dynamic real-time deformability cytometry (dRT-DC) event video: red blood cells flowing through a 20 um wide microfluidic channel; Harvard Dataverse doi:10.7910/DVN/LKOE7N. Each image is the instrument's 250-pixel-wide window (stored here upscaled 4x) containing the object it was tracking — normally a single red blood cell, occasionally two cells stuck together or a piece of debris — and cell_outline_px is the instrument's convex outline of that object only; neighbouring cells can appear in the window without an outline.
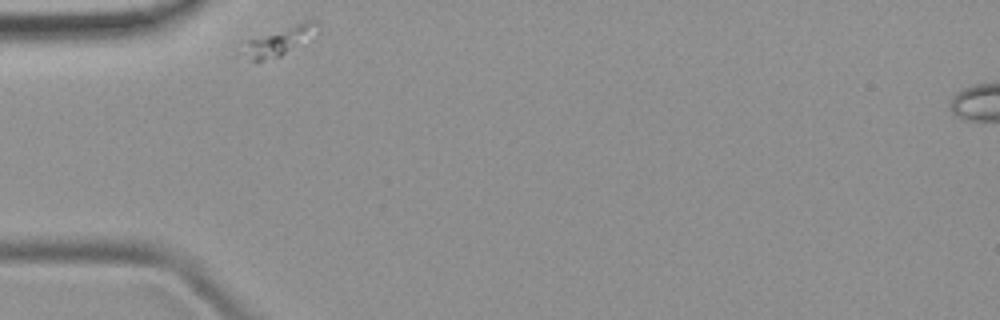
{"species": "common noctule bat (a hibernating species)", "species_latin": "Nyctalus noctula", "temperature_condition": "room temperature", "stored_images_in_passage": 29, "camera_frame_rate_fps": 3000, "um_per_image_px": 0.085, "animal": {"sex": "female", "body_mass_g": 19.9}, "frame": {"image": 1, "passage_image": 1, "time_ms": 0.0, "image_size_px": [1000, 320], "cell_outline_px": [[320, 32], [280, 56], [264, 60], [252, 60], [236, 56], [236, 52], [248, 40], [304, 20], [316, 20], [320, 24]], "centroid_in_image_um": [23.7, 3.49], "position_along_channel_um": 61.3, "area_um2": 12.83}}
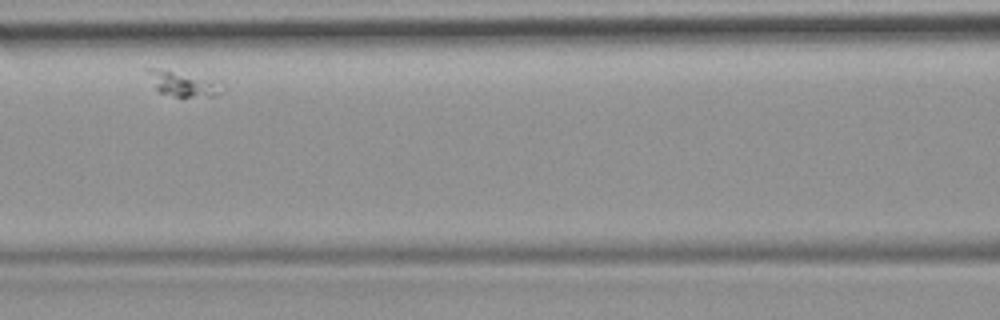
{"frame": {"image": 2, "passage_image": 9, "time_ms": 2.667, "image_size_px": [1000, 320], "cell_outline_px": [[224, 92], [212, 96], [176, 96], [160, 92], [156, 88], [148, 72], [148, 68], [152, 68], [216, 80], [224, 84]], "centroid_in_image_um": [15.68, 7.15], "position_along_channel_um": 150.9, "area_um2": 10.29}}
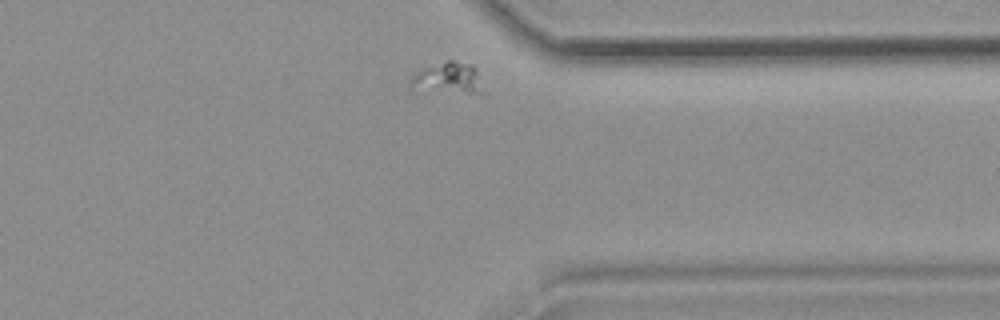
{"frame": {"image": 3, "passage_image": 28, "time_ms": 9.0, "image_size_px": [1000, 320], "cell_outline_px": [[476, 72], [472, 92], [468, 92], [408, 84], [416, 72], [420, 68], [448, 60], [452, 60], [472, 64], [476, 68]], "centroid_in_image_um": [37.96, 6.47], "position_along_channel_um": 373.4, "area_um2": 11.1}}